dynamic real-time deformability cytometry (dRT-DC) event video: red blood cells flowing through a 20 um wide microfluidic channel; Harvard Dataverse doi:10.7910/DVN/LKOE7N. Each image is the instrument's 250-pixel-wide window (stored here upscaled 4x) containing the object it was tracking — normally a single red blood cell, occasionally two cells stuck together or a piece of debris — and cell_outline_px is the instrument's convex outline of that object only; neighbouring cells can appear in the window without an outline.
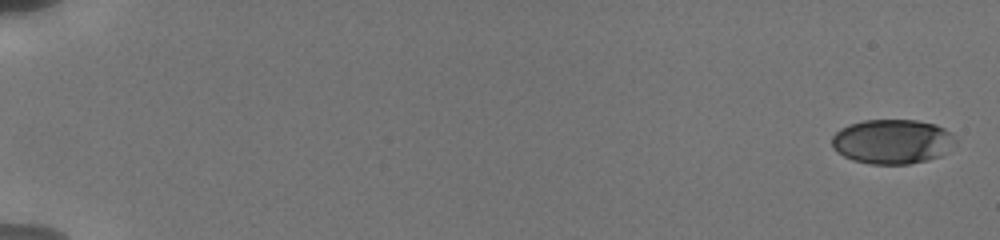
{"species": "human", "species_latin": "Homo sapiens", "temperature_condition": "cold", "stored_images_in_passage": 19, "camera_frame_rate_fps": 3000, "um_per_image_px": 0.085, "donor": {"sex": "male"}, "frame": {"image": 1, "passage_image": 1, "time_ms": 0.0, "image_size_px": [1000, 240], "cell_outline_px": [[956, 140], [940, 156], [928, 160], [908, 164], [868, 164], [852, 160], [836, 152], [832, 148], [832, 136], [840, 128], [848, 124], [864, 120], [916, 120], [936, 124], [944, 128]], "centroid_in_image_um": [75.78, 12.03], "position_along_channel_um": 9.2, "area_um2": 32.08}}
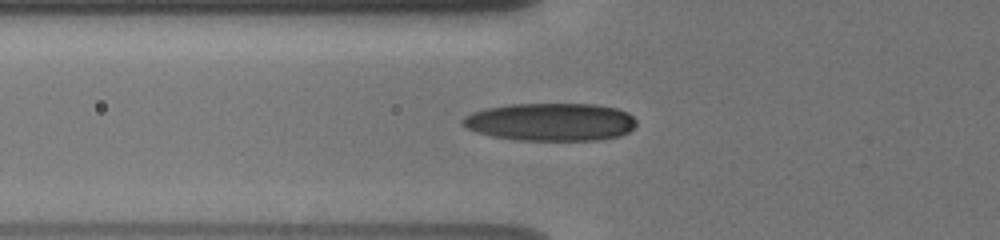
{"frame": {"image": 2, "passage_image": 10, "time_ms": 7.0, "image_size_px": [1000, 240], "cell_outline_px": [[636, 124], [628, 132], [620, 136], [600, 140], [516, 140], [492, 136], [476, 132], [460, 124], [460, 120], [464, 116], [472, 112], [484, 108], [508, 104], [596, 104], [616, 108], [628, 112], [636, 120]], "centroid_in_image_um": [46.78, 10.36], "position_along_channel_um": 79.0, "area_um2": 38.67}}
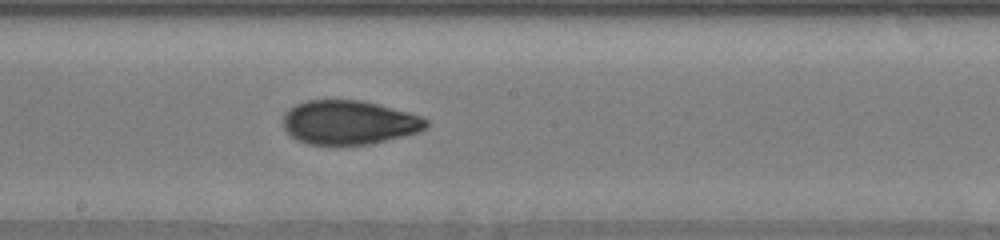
{"frame": {"image": 3, "passage_image": 19, "time_ms": 10.667, "image_size_px": [1000, 240], "cell_outline_px": [[428, 128], [416, 132], [368, 144], [308, 144], [296, 140], [284, 128], [284, 112], [288, 108], [296, 104], [308, 100], [360, 100], [408, 112], [420, 116], [428, 120]], "centroid_in_image_um": [29.63, 10.4], "position_along_channel_um": 218.6, "area_um2": 36.3}}